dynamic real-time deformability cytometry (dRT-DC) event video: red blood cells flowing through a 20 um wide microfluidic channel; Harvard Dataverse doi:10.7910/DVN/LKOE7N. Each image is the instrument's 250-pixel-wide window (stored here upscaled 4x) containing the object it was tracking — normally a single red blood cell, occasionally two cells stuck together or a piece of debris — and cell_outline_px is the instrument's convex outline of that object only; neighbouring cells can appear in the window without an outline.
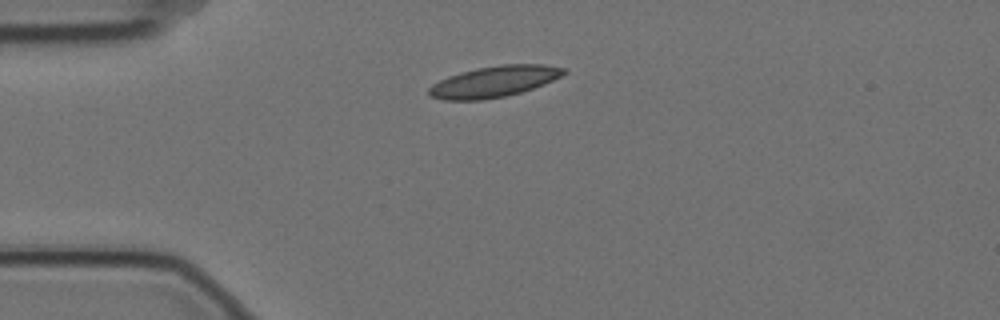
{"species": "Egyptian fruit bat (a non-hibernating species)", "species_latin": "Rousettus aegyptiacus", "temperature_condition": "cold", "stored_images_in_passage": 3, "camera_frame_rate_fps": 3000, "um_per_image_px": 0.085, "animal": {"sex": "female"}, "frame": {"image": 1, "passage_image": 3, "time_ms": 0.667, "image_size_px": [1000, 320], "cell_outline_px": [[568, 72], [544, 84], [520, 92], [504, 96], [484, 100], [444, 100], [428, 96], [428, 88], [432, 84], [448, 76], [460, 72], [476, 68], [500, 64], [544, 64], [568, 68]], "centroid_in_image_um": [41.99, 6.92], "position_along_channel_um": 43.0, "area_um2": 24.57}}